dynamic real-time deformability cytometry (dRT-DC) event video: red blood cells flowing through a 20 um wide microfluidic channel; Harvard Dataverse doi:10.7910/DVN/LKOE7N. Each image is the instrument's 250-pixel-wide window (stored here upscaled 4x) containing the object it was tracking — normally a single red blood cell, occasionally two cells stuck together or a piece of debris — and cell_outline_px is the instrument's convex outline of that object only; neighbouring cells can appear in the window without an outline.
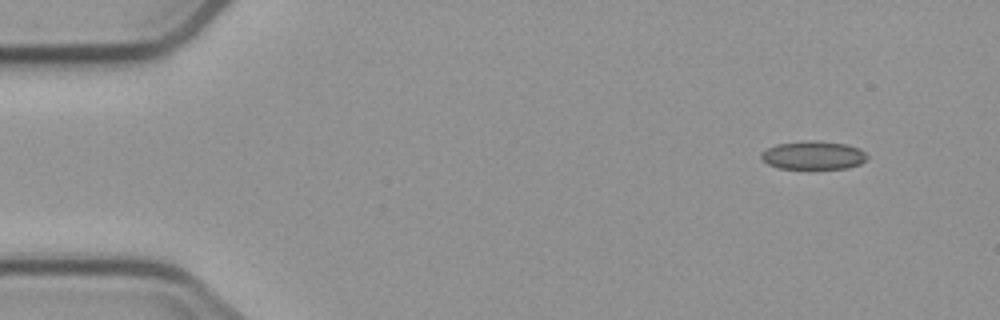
{"species": "common noctule bat (a hibernating species)", "species_latin": "Nyctalus noctula", "temperature_condition": "cold", "stored_images_in_passage": 3, "camera_frame_rate_fps": 3000, "um_per_image_px": 0.085, "animal": {"sex": "male", "body_mass_g": 23.1, "forearm_length_mm": 52.7}, "frame": {"image": 1, "passage_image": 3, "time_ms": 17.333, "image_size_px": [1000, 320], "cell_outline_px": [[868, 156], [860, 164], [848, 168], [780, 168], [768, 164], [760, 156], [760, 152], [776, 144], [804, 140], [816, 140], [848, 144], [860, 148]], "centroid_in_image_um": [69.13, 13.18], "position_along_channel_um": 15.9, "area_um2": 17.57}}